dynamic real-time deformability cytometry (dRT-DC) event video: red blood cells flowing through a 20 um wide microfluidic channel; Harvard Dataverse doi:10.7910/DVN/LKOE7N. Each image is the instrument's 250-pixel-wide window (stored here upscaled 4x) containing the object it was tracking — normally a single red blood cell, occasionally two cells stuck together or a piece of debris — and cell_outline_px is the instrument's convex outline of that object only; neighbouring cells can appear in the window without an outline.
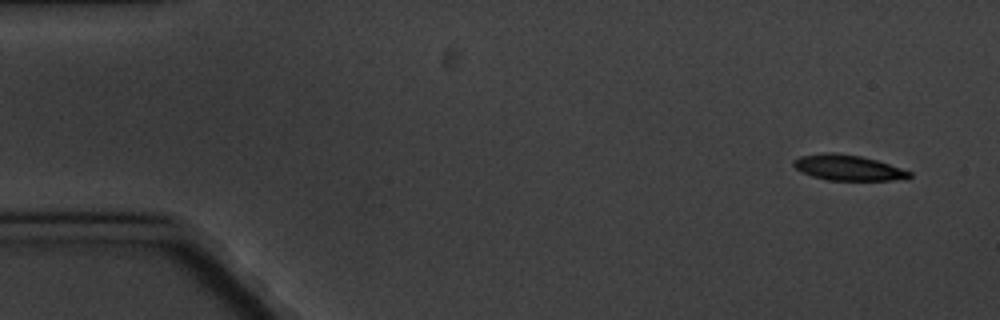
{"species": "common noctule bat (a hibernating species)", "species_latin": "Nyctalus noctula", "temperature_condition": "cold", "stored_images_in_passage": 4, "camera_frame_rate_fps": 3000, "um_per_image_px": 0.085, "animal": {"sex": "male", "body_mass_g": 20.1, "forearm_length_mm": 53.5}, "frame": {"image": 1, "passage_image": 1, "time_ms": 0.0, "image_size_px": [1000, 320], "cell_outline_px": [[912, 176], [908, 180], [828, 180], [812, 176], [800, 172], [792, 164], [792, 160], [800, 156], [828, 152], [836, 152], [860, 156], [876, 160], [912, 172]], "centroid_in_image_um": [72.08, 14.26], "position_along_channel_um": 12.9, "area_um2": 17.34}}